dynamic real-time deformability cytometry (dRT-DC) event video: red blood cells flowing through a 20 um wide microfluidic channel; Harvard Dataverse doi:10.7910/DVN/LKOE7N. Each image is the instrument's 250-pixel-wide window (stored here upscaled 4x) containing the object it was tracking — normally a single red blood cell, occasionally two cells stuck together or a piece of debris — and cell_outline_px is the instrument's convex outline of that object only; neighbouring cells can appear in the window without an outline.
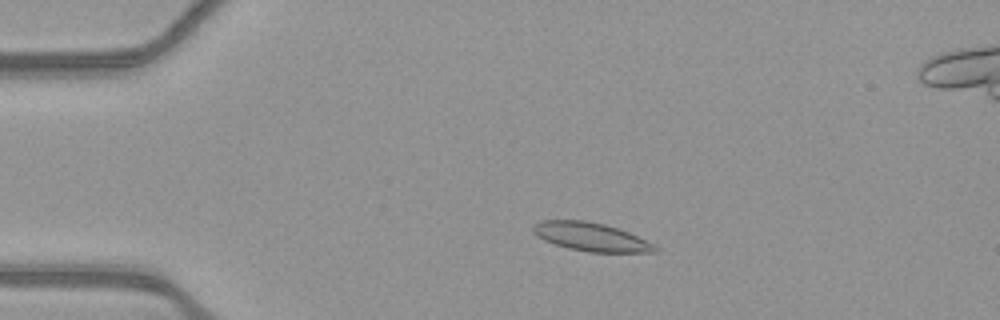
{"species": "common noctule bat (a hibernating species)", "species_latin": "Nyctalus noctula", "temperature_condition": "warm", "stored_images_in_passage": 45, "segment_of_instrument_passage": [1, 2], "camera_frame_rate_fps": 3000, "um_per_image_px": 0.085, "animal": {"sex": "female", "body_mass_g": 21.9}, "frame": {"image": 1, "passage_image": 2, "time_ms": 0.333, "image_size_px": [1000, 320], "cell_outline_px": [[660, 252], [588, 252], [568, 248], [544, 240], [536, 236], [532, 232], [532, 224], [540, 220], [584, 220], [604, 224], [628, 232], [660, 248]], "centroid_in_image_um": [50.18, 20.13], "position_along_channel_um": 34.8, "area_um2": 20.17}}
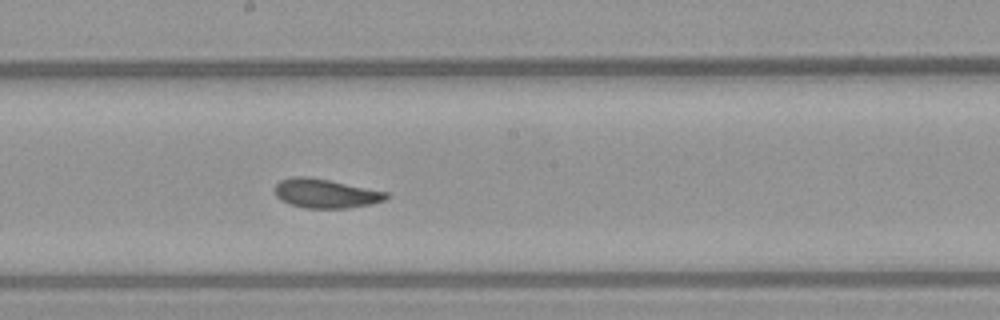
{"frame": {"image": 2, "passage_image": 20, "time_ms": 6.333, "image_size_px": [1000, 320], "cell_outline_px": [[388, 196], [384, 200], [372, 204], [348, 208], [304, 208], [288, 204], [280, 200], [276, 196], [276, 184], [280, 180], [292, 176], [308, 176], [388, 192]], "centroid_in_image_um": [27.65, 16.45], "position_along_channel_um": 220.6, "area_um2": 18.9}}
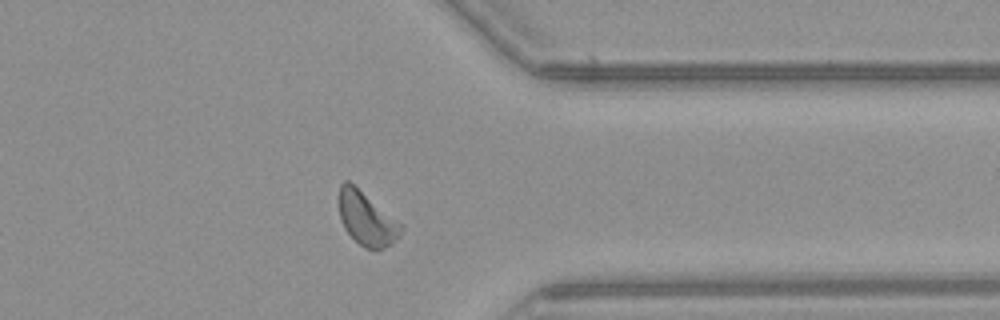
{"frame": {"image": 3, "passage_image": 33, "time_ms": 10.667, "image_size_px": [1000, 320], "cell_outline_px": [[404, 228], [400, 236], [384, 248], [364, 248], [344, 228], [340, 220], [340, 184], [344, 180], [348, 180], [404, 224]], "centroid_in_image_um": [31.2, 18.57], "position_along_channel_um": 380.2, "area_um2": 19.19}}